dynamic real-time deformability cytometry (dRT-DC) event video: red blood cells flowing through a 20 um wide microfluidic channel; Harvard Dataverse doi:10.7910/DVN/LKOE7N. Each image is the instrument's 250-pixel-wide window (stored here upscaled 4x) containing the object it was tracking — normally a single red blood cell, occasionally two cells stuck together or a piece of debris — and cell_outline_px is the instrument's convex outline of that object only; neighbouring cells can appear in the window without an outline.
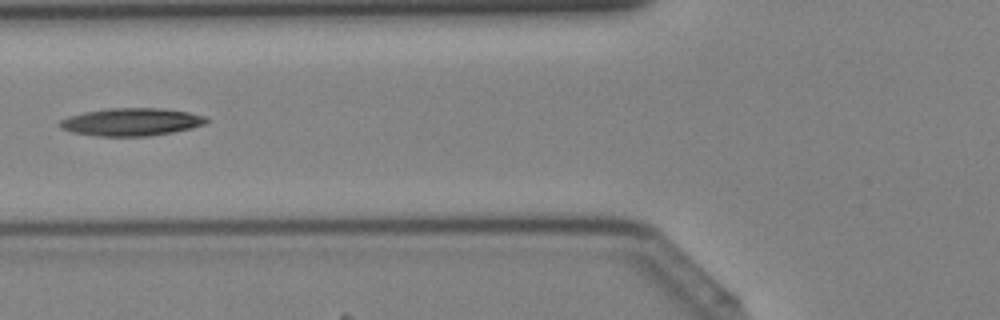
{"species": "Egyptian fruit bat (a non-hibernating species)", "species_latin": "Rousettus aegyptiacus", "temperature_condition": "cold", "stored_images_in_passage": 29, "camera_frame_rate_fps": 3000, "um_per_image_px": 0.085, "animal": {"sex": "female"}, "frame": {"image": 1, "passage_image": 4, "time_ms": 1.0, "image_size_px": [1000, 320], "cell_outline_px": [[208, 120], [204, 124], [192, 128], [172, 132], [148, 136], [96, 136], [72, 132], [60, 128], [60, 120], [68, 116], [84, 112], [108, 108], [164, 108], [188, 112], [204, 116]], "centroid_in_image_um": [11.15, 10.36], "position_along_channel_um": 114.7, "area_um2": 23.64}}
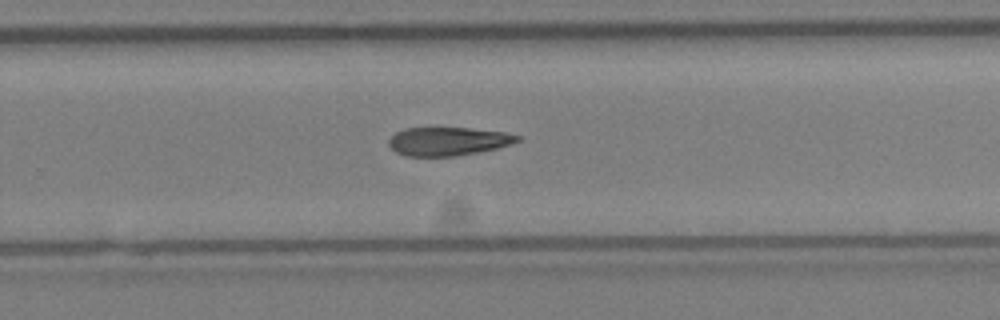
{"frame": {"image": 2, "passage_image": 15, "time_ms": 4.667, "image_size_px": [1000, 320], "cell_outline_px": [[520, 140], [496, 148], [476, 152], [452, 156], [404, 156], [396, 152], [388, 144], [388, 140], [396, 132], [404, 128], [468, 128], [504, 132], [520, 136]], "centroid_in_image_um": [38.03, 12.01], "position_along_channel_um": 291.8, "area_um2": 21.04}}
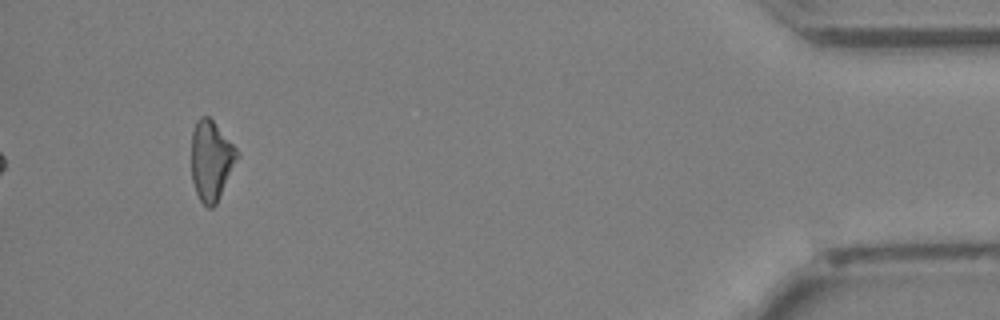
{"frame": {"image": 3, "passage_image": 27, "time_ms": 8.667, "image_size_px": [1000, 320], "cell_outline_px": [[240, 156], [216, 204], [212, 208], [208, 208], [200, 200], [196, 192], [192, 180], [192, 132], [196, 120], [200, 116], [208, 116], [212, 120], [240, 152]], "centroid_in_image_um": [17.97, 13.64], "position_along_channel_um": 417.2, "area_um2": 21.33}}